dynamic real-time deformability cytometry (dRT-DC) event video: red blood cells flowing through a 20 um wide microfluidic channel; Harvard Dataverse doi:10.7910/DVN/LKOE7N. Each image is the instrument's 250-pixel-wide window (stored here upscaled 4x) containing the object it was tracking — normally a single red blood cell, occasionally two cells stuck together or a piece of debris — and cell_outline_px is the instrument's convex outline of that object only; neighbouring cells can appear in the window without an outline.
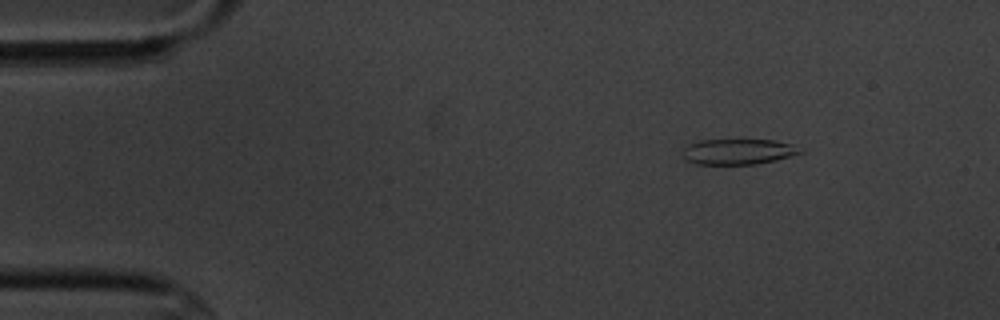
{"species": "common noctule bat (a hibernating species)", "species_latin": "Nyctalus noctula", "temperature_condition": "cold", "stored_images_in_passage": 6, "segment_of_instrument_passage": [1, 2], "camera_frame_rate_fps": 3000, "um_per_image_px": 0.085, "animal": {"sex": "male", "body_mass_g": 20.1, "forearm_length_mm": 53.5}, "frame": {"image": 1, "passage_image": 3, "time_ms": 2.333, "image_size_px": [1000, 320], "cell_outline_px": [[804, 152], [756, 164], [696, 164], [684, 160], [684, 148], [688, 144], [700, 140], [740, 136], [772, 140], [792, 144]], "centroid_in_image_um": [62.68, 12.82], "position_along_channel_um": 22.3, "area_um2": 18.26}}